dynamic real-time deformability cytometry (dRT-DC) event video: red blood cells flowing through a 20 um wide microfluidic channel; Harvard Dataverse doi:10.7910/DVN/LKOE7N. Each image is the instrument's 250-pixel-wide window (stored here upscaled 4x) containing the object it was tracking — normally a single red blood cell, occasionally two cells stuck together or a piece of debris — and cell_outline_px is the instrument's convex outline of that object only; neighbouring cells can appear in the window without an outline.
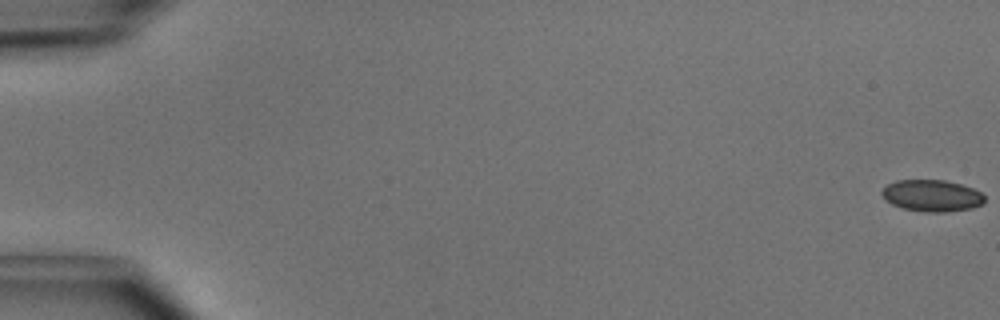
{"species": "common noctule bat (a hibernating species)", "species_latin": "Nyctalus noctula", "temperature_condition": "cold", "stored_images_in_passage": 4, "camera_frame_rate_fps": 3000, "um_per_image_px": 0.085, "animal": {"sex": "male", "body_mass_g": 15.6}, "frame": {"image": 1, "passage_image": 1, "time_ms": 0.0, "image_size_px": [1000, 320], "cell_outline_px": [[984, 204], [972, 208], [944, 212], [928, 212], [904, 208], [892, 204], [884, 200], [880, 192], [888, 184], [896, 180], [944, 180], [960, 184], [972, 188], [980, 192], [984, 196]], "centroid_in_image_um": [79.2, 16.63], "position_along_channel_um": 5.8, "area_um2": 18.9}}